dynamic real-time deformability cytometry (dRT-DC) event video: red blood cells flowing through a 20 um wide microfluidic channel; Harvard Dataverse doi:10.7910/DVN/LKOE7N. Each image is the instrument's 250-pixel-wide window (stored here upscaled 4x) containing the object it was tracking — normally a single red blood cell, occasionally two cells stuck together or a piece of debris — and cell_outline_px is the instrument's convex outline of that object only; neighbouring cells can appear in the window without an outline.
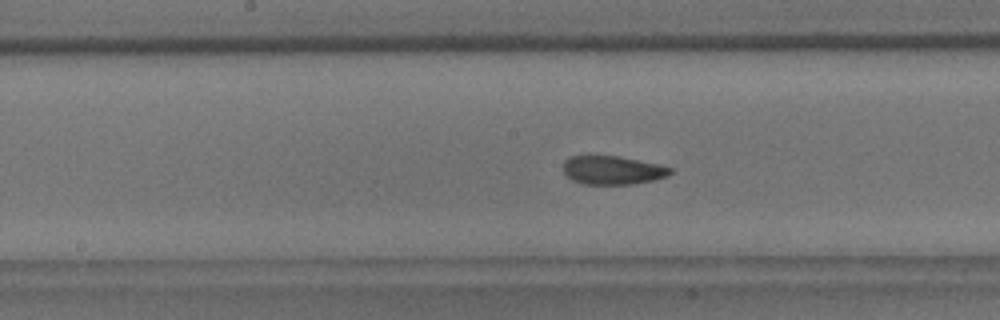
{"species": "common noctule bat (a hibernating species)", "species_latin": "Nyctalus noctula", "temperature_condition": "room temperature", "stored_images_in_passage": 40, "camera_frame_rate_fps": 3000, "um_per_image_px": 0.085, "animal": {"sex": "male", "body_mass_g": 18.8}, "frame": {"image": 1, "passage_image": 12, "time_ms": 3.667, "image_size_px": [1000, 320], "cell_outline_px": [[672, 172], [668, 176], [656, 180], [632, 184], [584, 184], [572, 180], [564, 172], [564, 160], [568, 156], [588, 152], [620, 156], [660, 164], [672, 168]], "centroid_in_image_um": [52.03, 14.41], "position_along_channel_um": 196.2, "area_um2": 18.73}}
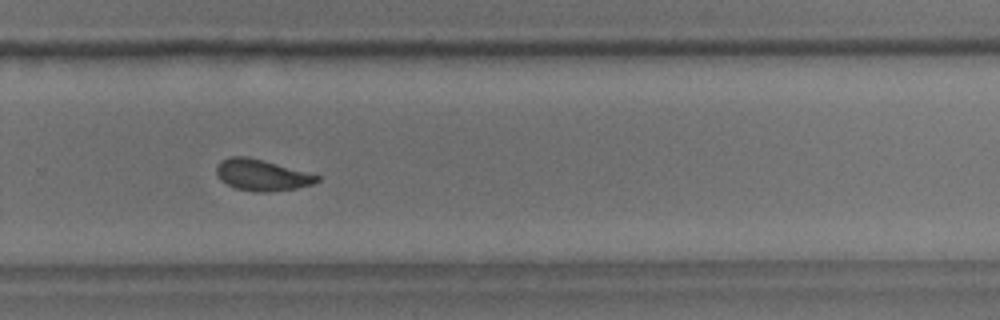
{"frame": {"image": 2, "passage_image": 21, "time_ms": 6.667, "image_size_px": [1000, 320], "cell_outline_px": [[320, 180], [312, 184], [296, 188], [268, 192], [256, 192], [236, 188], [220, 180], [216, 172], [216, 164], [220, 160], [232, 156], [248, 156], [264, 160], [320, 176]], "centroid_in_image_um": [22.22, 14.87], "position_along_channel_um": 307.6, "area_um2": 18.26}}
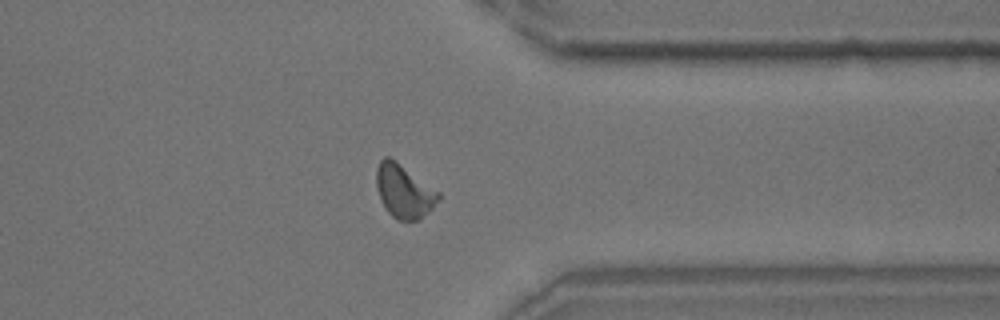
{"frame": {"image": 3, "passage_image": 27, "time_ms": 8.667, "image_size_px": [1000, 320], "cell_outline_px": [[440, 200], [420, 220], [396, 220], [384, 208], [380, 200], [376, 184], [376, 168], [380, 160], [384, 156], [388, 156], [396, 160], [440, 192]], "centroid_in_image_um": [34.33, 16.25], "position_along_channel_um": 377.1, "area_um2": 19.59}, "authors_computed_cell_mechanics": {"area_um2": 18.3804, "velocity_mm_per_s": 3.7331, "shape_relaxation_time_tau1_ms": 2.5862, "shape_relaxation_time_tau2_ms": 1.0891, "deformation_change_tau1": 0.1077, "deformation_change_tau2": 0.0675}}